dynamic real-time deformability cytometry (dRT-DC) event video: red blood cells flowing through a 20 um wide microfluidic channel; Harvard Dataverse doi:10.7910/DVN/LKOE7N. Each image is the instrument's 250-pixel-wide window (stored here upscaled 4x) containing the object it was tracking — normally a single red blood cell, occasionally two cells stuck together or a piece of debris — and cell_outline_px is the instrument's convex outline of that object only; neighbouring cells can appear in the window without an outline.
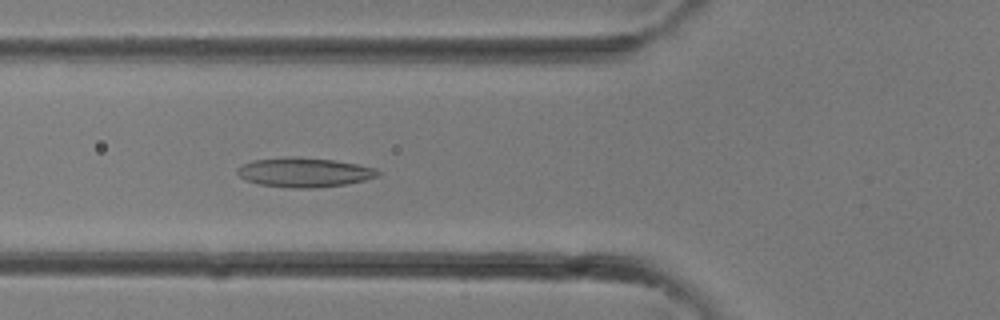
{"species": "common noctule bat (a hibernating species)", "species_latin": "Nyctalus noctula", "temperature_condition": "room temperature", "stored_images_in_passage": 6, "camera_frame_rate_fps": 3000, "um_per_image_px": 0.085, "animal": {"sex": "female"}, "frame": {"image": 1, "passage_image": 6, "time_ms": 1.667, "image_size_px": [1000, 320], "cell_outline_px": [[380, 176], [348, 184], [312, 188], [292, 188], [260, 184], [244, 180], [236, 172], [236, 168], [252, 160], [288, 156], [300, 156], [332, 160], [356, 164], [376, 168], [380, 172]], "centroid_in_image_um": [25.85, 14.64], "position_along_channel_um": 99.9, "area_um2": 24.28}}